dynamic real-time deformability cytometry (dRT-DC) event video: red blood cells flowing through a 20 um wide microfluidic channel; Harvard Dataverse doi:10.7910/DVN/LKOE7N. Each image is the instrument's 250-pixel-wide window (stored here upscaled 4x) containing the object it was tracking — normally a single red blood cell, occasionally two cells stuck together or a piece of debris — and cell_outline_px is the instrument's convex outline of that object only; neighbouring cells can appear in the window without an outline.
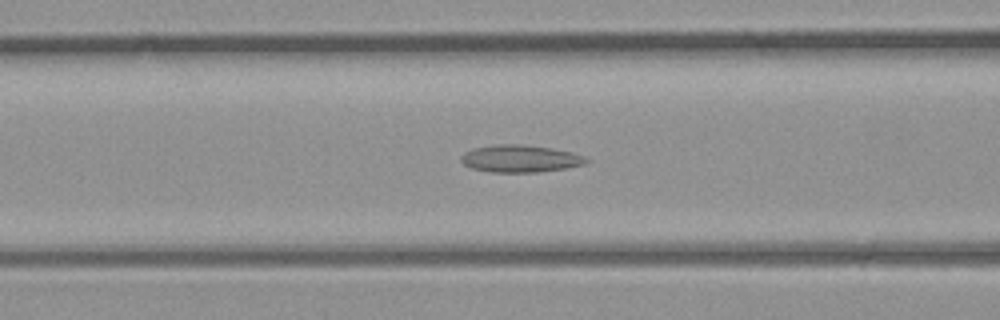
{"species": "common noctule bat (a hibernating species)", "species_latin": "Nyctalus noctula", "temperature_condition": "room temperature", "stored_images_in_passage": 40, "camera_frame_rate_fps": 3000, "um_per_image_px": 0.085, "animal": {"sex": "male", "body_mass_g": 23.1, "forearm_length_mm": 52.7}, "frame": {"image": 1, "passage_image": 16, "time_ms": 5.0, "image_size_px": [1000, 320], "cell_outline_px": [[592, 160], [588, 164], [568, 168], [540, 172], [488, 172], [472, 168], [464, 164], [460, 160], [460, 156], [464, 152], [476, 148], [500, 144], [520, 144], [552, 148], [572, 152], [584, 156]], "centroid_in_image_um": [44.29, 13.49], "position_along_channel_um": 122.3, "area_um2": 20.11}}
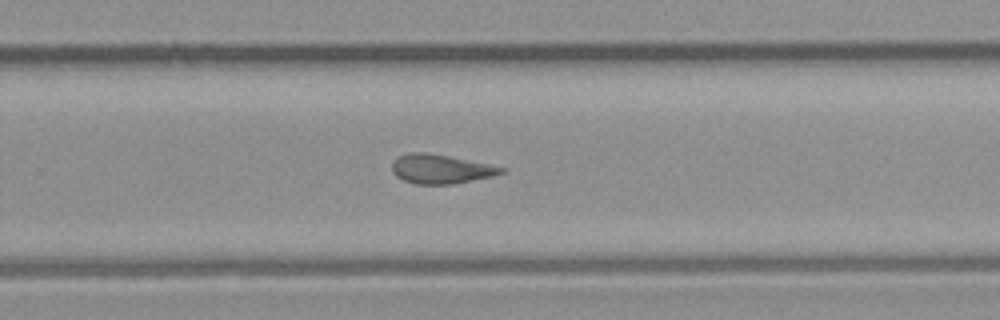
{"frame": {"image": 2, "passage_image": 26, "time_ms": 8.333, "image_size_px": [1000, 320], "cell_outline_px": [[508, 168], [504, 172], [492, 176], [452, 184], [416, 184], [404, 180], [396, 176], [392, 172], [392, 164], [400, 156], [412, 152], [424, 152], [448, 156]], "centroid_in_image_um": [37.47, 14.37], "position_along_channel_um": 292.3, "area_um2": 18.26}}
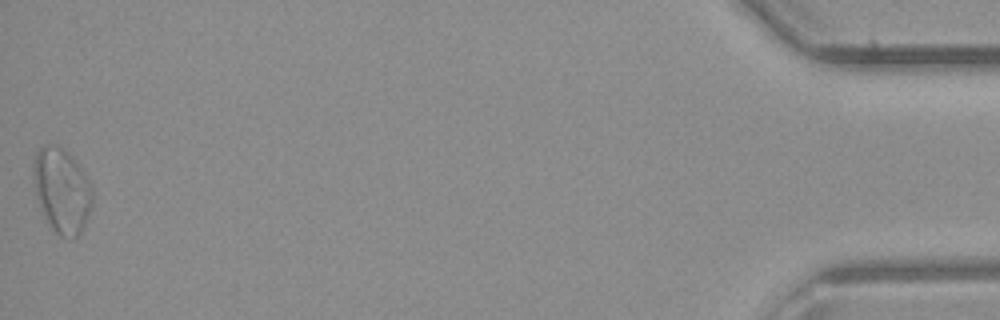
{"frame": {"image": 3, "passage_image": 40, "time_ms": 13.0, "image_size_px": [1000, 320], "cell_outline_px": [[92, 204], [84, 224], [80, 232], [76, 236], [60, 236], [52, 228], [36, 196], [36, 152], [40, 148], [48, 144], [56, 144], [68, 152], [72, 156], [88, 180], [92, 188]], "centroid_in_image_um": [5.3, 16.17], "position_along_channel_um": 429.9, "area_um2": 27.8}}